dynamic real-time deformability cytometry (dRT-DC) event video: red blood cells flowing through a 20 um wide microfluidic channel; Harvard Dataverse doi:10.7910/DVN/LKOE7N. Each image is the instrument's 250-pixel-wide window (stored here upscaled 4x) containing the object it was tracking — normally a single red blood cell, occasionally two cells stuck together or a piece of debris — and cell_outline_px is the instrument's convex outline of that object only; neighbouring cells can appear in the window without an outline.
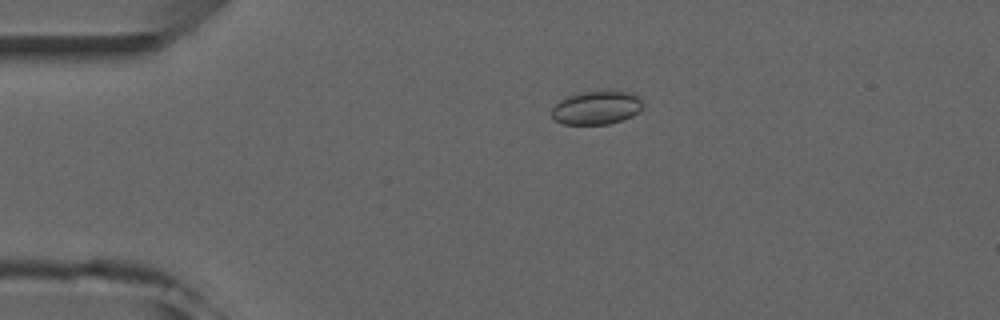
{"species": "common noctule bat (a hibernating species)", "species_latin": "Nyctalus noctula", "temperature_condition": "room temperature", "stored_images_in_passage": 2, "camera_frame_rate_fps": 3000, "um_per_image_px": 0.085, "animal": {"sex": "male", "forearm_length_mm": 52.5}, "frame": {"image": 1, "passage_image": 1, "time_ms": 0.0, "image_size_px": [1000, 320], "cell_outline_px": [[644, 104], [632, 116], [608, 124], [564, 124], [556, 120], [552, 116], [552, 108], [560, 100], [568, 96], [580, 92], [604, 88], [612, 88], [636, 92], [640, 96]], "centroid_in_image_um": [50.77, 9.08], "position_along_channel_um": 34.2, "area_um2": 18.5}}